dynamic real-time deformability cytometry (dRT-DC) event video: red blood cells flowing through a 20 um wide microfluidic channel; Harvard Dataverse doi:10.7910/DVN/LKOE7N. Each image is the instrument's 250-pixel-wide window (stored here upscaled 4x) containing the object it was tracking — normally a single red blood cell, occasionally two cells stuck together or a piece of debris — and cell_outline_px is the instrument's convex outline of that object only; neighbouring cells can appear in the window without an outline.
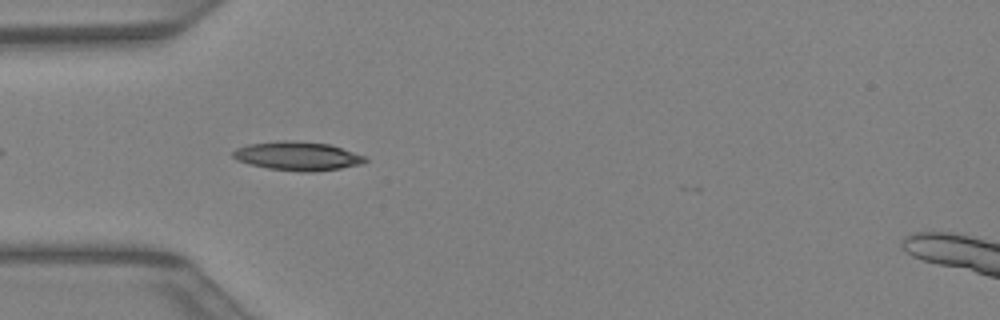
{"species": "Egyptian fruit bat (a non-hibernating species)", "species_latin": "Rousettus aegyptiacus", "temperature_condition": "warm", "stored_images_in_passage": 14, "camera_frame_rate_fps": 3000, "um_per_image_px": 0.085, "animal": {"sex": "female"}, "frame": {"image": 1, "passage_image": 3, "time_ms": 0.667, "image_size_px": [1000, 320], "cell_outline_px": [[368, 160], [364, 164], [340, 168], [312, 172], [304, 172], [268, 168], [248, 164], [236, 160], [232, 156], [232, 152], [236, 148], [248, 144], [276, 140], [296, 140], [332, 144], [368, 156]], "centroid_in_image_um": [25.33, 13.25], "position_along_channel_um": 59.7, "area_um2": 22.72}}
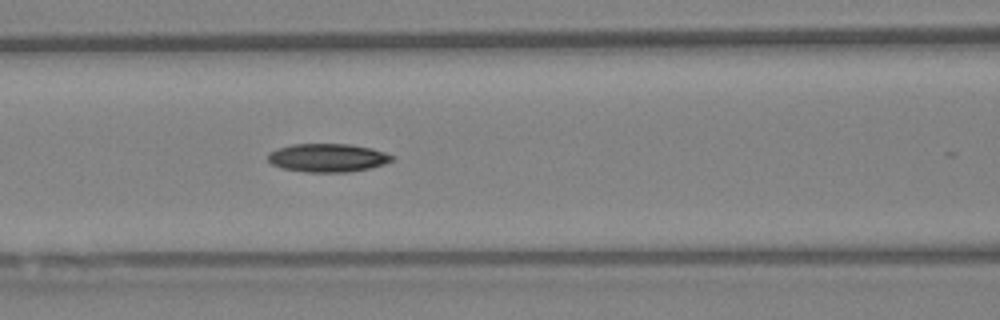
{"frame": {"image": 2, "passage_image": 8, "time_ms": 2.333, "image_size_px": [1000, 320], "cell_outline_px": [[396, 156], [392, 160], [384, 164], [372, 168], [348, 172], [308, 172], [284, 168], [272, 164], [268, 160], [268, 152], [276, 148], [292, 144], [348, 144], [372, 148]], "centroid_in_image_um": [27.86, 13.4], "position_along_channel_um": 138.7, "area_um2": 20.58}}
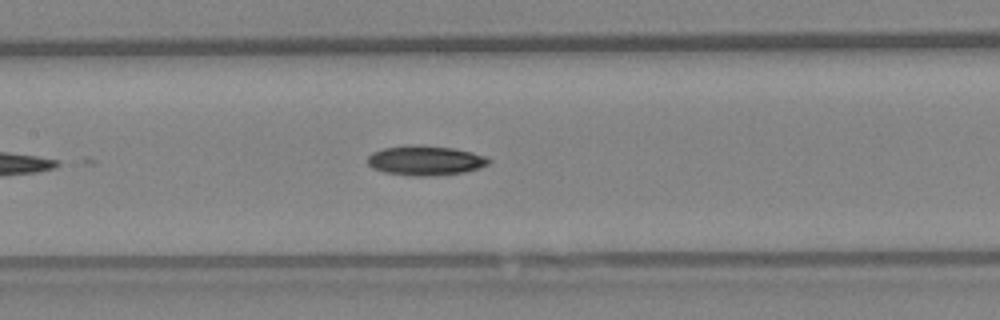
{"frame": {"image": 3, "passage_image": 10, "time_ms": 3.0, "image_size_px": [1000, 320], "cell_outline_px": [[492, 160], [488, 164], [480, 168], [464, 172], [428, 176], [412, 176], [384, 172], [372, 168], [368, 164], [368, 156], [372, 152], [384, 148], [412, 144], [452, 148], [472, 152], [488, 156]], "centroid_in_image_um": [36.17, 13.64], "position_along_channel_um": 171.2, "area_um2": 21.04}}